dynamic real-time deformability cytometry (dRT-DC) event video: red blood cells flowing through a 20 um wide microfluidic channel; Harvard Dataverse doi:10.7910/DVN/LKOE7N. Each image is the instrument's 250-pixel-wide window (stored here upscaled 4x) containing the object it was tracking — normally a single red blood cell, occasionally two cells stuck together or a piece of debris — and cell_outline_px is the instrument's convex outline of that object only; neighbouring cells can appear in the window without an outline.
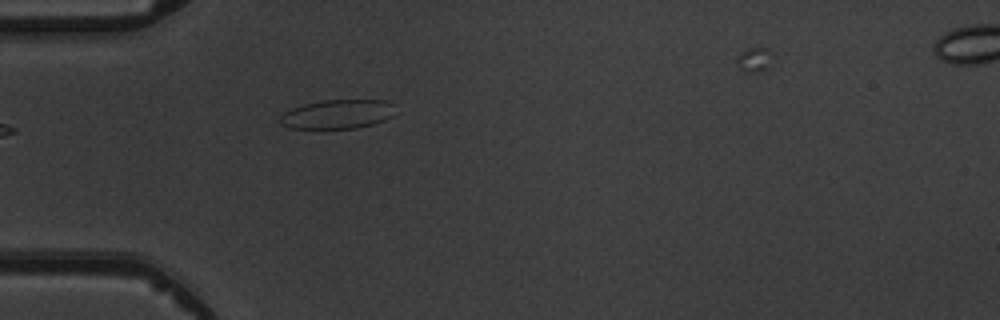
{"species": "common noctule bat (a hibernating species)", "species_latin": "Nyctalus noctula", "temperature_condition": "warm", "stored_images_in_passage": 5, "camera_frame_rate_fps": 3000, "um_per_image_px": 0.085, "animal": {"sex": "male", "body_mass_g": 19.5, "forearm_length_mm": 54.6}, "frame": {"image": 1, "passage_image": 5, "time_ms": 4.333, "image_size_px": [1000, 320], "cell_outline_px": [[392, 116], [384, 120], [372, 124], [356, 128], [288, 128], [280, 124], [280, 116], [284, 112], [292, 108], [304, 104], [324, 100], [388, 100], [392, 104]], "centroid_in_image_um": [28.65, 9.7], "position_along_channel_um": 56.3, "area_um2": 19.36}}